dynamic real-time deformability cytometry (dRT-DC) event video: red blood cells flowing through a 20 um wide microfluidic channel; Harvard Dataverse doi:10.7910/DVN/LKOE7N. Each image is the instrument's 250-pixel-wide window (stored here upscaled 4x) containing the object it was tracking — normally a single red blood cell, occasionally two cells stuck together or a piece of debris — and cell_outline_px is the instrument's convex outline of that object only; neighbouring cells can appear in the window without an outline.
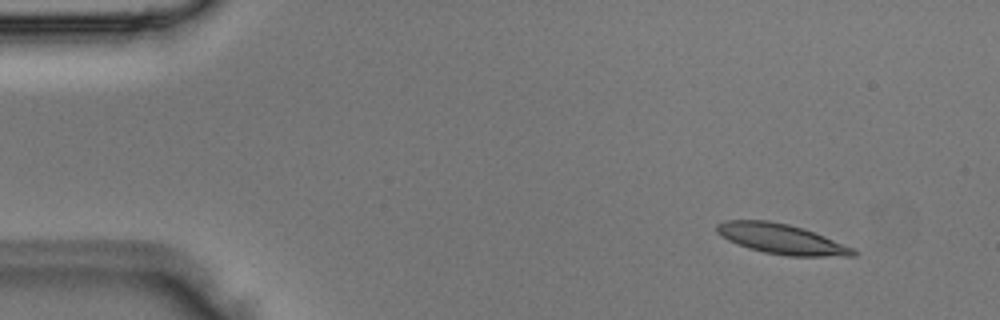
{"species": "Egyptian fruit bat (a non-hibernating species)", "species_latin": "Rousettus aegyptiacus", "temperature_condition": "room temperature", "stored_images_in_passage": 4, "camera_frame_rate_fps": 3000, "um_per_image_px": 0.085, "animal": {"sex": "male"}, "frame": {"image": 1, "passage_image": 2, "time_ms": 0.333, "image_size_px": [1000, 320], "cell_outline_px": [[856, 256], [788, 256], [764, 252], [748, 248], [728, 240], [716, 232], [716, 224], [728, 220], [768, 220], [788, 224], [824, 236], [852, 248], [856, 252]], "centroid_in_image_um": [66.37, 20.31], "position_along_channel_um": 18.6, "area_um2": 23.52}}
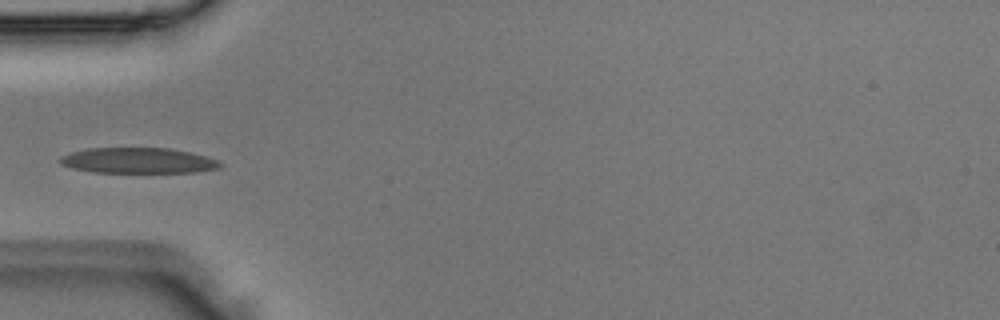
{"frame": {"image": 2, "passage_image": 4, "time_ms": 1.0, "image_size_px": [1000, 320], "cell_outline_px": [[220, 168], [192, 172], [92, 172], [72, 168], [60, 164], [56, 160], [60, 156], [72, 152], [88, 148], [172, 148], [220, 160]], "centroid_in_image_um": [11.68, 13.64], "position_along_channel_um": 73.3, "area_um2": 23.81}}